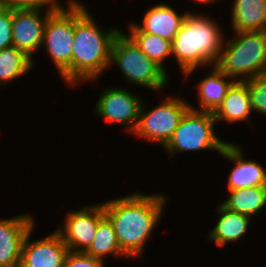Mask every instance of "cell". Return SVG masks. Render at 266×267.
<instances>
[{
    "label": "cell",
    "instance_id": "obj_1",
    "mask_svg": "<svg viewBox=\"0 0 266 267\" xmlns=\"http://www.w3.org/2000/svg\"><path fill=\"white\" fill-rule=\"evenodd\" d=\"M169 197L161 191L152 194L133 191L130 195H120L102 202L121 251L133 263L145 256L147 242L151 241L153 232L167 211Z\"/></svg>",
    "mask_w": 266,
    "mask_h": 267
},
{
    "label": "cell",
    "instance_id": "obj_2",
    "mask_svg": "<svg viewBox=\"0 0 266 267\" xmlns=\"http://www.w3.org/2000/svg\"><path fill=\"white\" fill-rule=\"evenodd\" d=\"M86 4L74 0L71 89L85 83H97L109 71L112 43L122 29L118 25L111 24L107 28L98 25Z\"/></svg>",
    "mask_w": 266,
    "mask_h": 267
},
{
    "label": "cell",
    "instance_id": "obj_3",
    "mask_svg": "<svg viewBox=\"0 0 266 267\" xmlns=\"http://www.w3.org/2000/svg\"><path fill=\"white\" fill-rule=\"evenodd\" d=\"M195 11L188 12L171 41L172 57L179 67L182 82L189 81L196 70L216 64L226 36L217 18Z\"/></svg>",
    "mask_w": 266,
    "mask_h": 267
},
{
    "label": "cell",
    "instance_id": "obj_4",
    "mask_svg": "<svg viewBox=\"0 0 266 267\" xmlns=\"http://www.w3.org/2000/svg\"><path fill=\"white\" fill-rule=\"evenodd\" d=\"M225 36L215 66L235 81L266 73V31L232 32Z\"/></svg>",
    "mask_w": 266,
    "mask_h": 267
},
{
    "label": "cell",
    "instance_id": "obj_5",
    "mask_svg": "<svg viewBox=\"0 0 266 267\" xmlns=\"http://www.w3.org/2000/svg\"><path fill=\"white\" fill-rule=\"evenodd\" d=\"M115 66L122 73V80L125 79L130 87L136 86L158 94L166 91L167 85L169 87L171 77L150 60L122 29L111 47L109 70Z\"/></svg>",
    "mask_w": 266,
    "mask_h": 267
},
{
    "label": "cell",
    "instance_id": "obj_6",
    "mask_svg": "<svg viewBox=\"0 0 266 267\" xmlns=\"http://www.w3.org/2000/svg\"><path fill=\"white\" fill-rule=\"evenodd\" d=\"M213 113L189 108L183 115L171 139L162 148L170 158L180 153L215 151L222 153L230 142L220 138ZM177 155V156H176Z\"/></svg>",
    "mask_w": 266,
    "mask_h": 267
},
{
    "label": "cell",
    "instance_id": "obj_7",
    "mask_svg": "<svg viewBox=\"0 0 266 267\" xmlns=\"http://www.w3.org/2000/svg\"><path fill=\"white\" fill-rule=\"evenodd\" d=\"M163 98L154 107L148 105L146 99L143 100L137 126L131 134L137 139H144L151 145L157 144L162 148L171 139L183 115L190 108L189 101L181 95L166 93Z\"/></svg>",
    "mask_w": 266,
    "mask_h": 267
},
{
    "label": "cell",
    "instance_id": "obj_8",
    "mask_svg": "<svg viewBox=\"0 0 266 267\" xmlns=\"http://www.w3.org/2000/svg\"><path fill=\"white\" fill-rule=\"evenodd\" d=\"M74 35V0L66 8L52 12L46 21L41 50H45L54 69L71 87V61ZM43 48V49H42Z\"/></svg>",
    "mask_w": 266,
    "mask_h": 267
},
{
    "label": "cell",
    "instance_id": "obj_9",
    "mask_svg": "<svg viewBox=\"0 0 266 267\" xmlns=\"http://www.w3.org/2000/svg\"><path fill=\"white\" fill-rule=\"evenodd\" d=\"M99 93L93 114L112 125H119L131 135L138 123L143 96L134 93L127 86H115L109 84Z\"/></svg>",
    "mask_w": 266,
    "mask_h": 267
},
{
    "label": "cell",
    "instance_id": "obj_10",
    "mask_svg": "<svg viewBox=\"0 0 266 267\" xmlns=\"http://www.w3.org/2000/svg\"><path fill=\"white\" fill-rule=\"evenodd\" d=\"M66 211L64 223L56 230L62 237L69 251L85 252L91 245L99 221L105 216L103 203L83 205L78 210Z\"/></svg>",
    "mask_w": 266,
    "mask_h": 267
},
{
    "label": "cell",
    "instance_id": "obj_11",
    "mask_svg": "<svg viewBox=\"0 0 266 267\" xmlns=\"http://www.w3.org/2000/svg\"><path fill=\"white\" fill-rule=\"evenodd\" d=\"M51 13L46 10H12V46L28 55L34 68V56L40 52L46 21Z\"/></svg>",
    "mask_w": 266,
    "mask_h": 267
},
{
    "label": "cell",
    "instance_id": "obj_12",
    "mask_svg": "<svg viewBox=\"0 0 266 267\" xmlns=\"http://www.w3.org/2000/svg\"><path fill=\"white\" fill-rule=\"evenodd\" d=\"M35 228L24 240L19 267H63L69 249L61 235L53 230L41 239H34Z\"/></svg>",
    "mask_w": 266,
    "mask_h": 267
},
{
    "label": "cell",
    "instance_id": "obj_13",
    "mask_svg": "<svg viewBox=\"0 0 266 267\" xmlns=\"http://www.w3.org/2000/svg\"><path fill=\"white\" fill-rule=\"evenodd\" d=\"M241 144L229 142L222 153L223 160L231 162L233 165L227 175V190L243 189L248 187L266 186V167L255 159L246 157V153Z\"/></svg>",
    "mask_w": 266,
    "mask_h": 267
},
{
    "label": "cell",
    "instance_id": "obj_14",
    "mask_svg": "<svg viewBox=\"0 0 266 267\" xmlns=\"http://www.w3.org/2000/svg\"><path fill=\"white\" fill-rule=\"evenodd\" d=\"M31 213H19L0 219V267H19L22 246L36 218Z\"/></svg>",
    "mask_w": 266,
    "mask_h": 267
},
{
    "label": "cell",
    "instance_id": "obj_15",
    "mask_svg": "<svg viewBox=\"0 0 266 267\" xmlns=\"http://www.w3.org/2000/svg\"><path fill=\"white\" fill-rule=\"evenodd\" d=\"M214 211L217 212H214L216 221H212L215 225L208 231L206 239L216 247L223 248L229 243L232 245L241 242L250 232L252 223L256 222L249 216L228 210L219 201Z\"/></svg>",
    "mask_w": 266,
    "mask_h": 267
},
{
    "label": "cell",
    "instance_id": "obj_16",
    "mask_svg": "<svg viewBox=\"0 0 266 267\" xmlns=\"http://www.w3.org/2000/svg\"><path fill=\"white\" fill-rule=\"evenodd\" d=\"M144 12L141 23L135 20L133 23L142 31L158 35L166 40H173L183 24L189 10L179 12L171 4L158 3Z\"/></svg>",
    "mask_w": 266,
    "mask_h": 267
},
{
    "label": "cell",
    "instance_id": "obj_17",
    "mask_svg": "<svg viewBox=\"0 0 266 267\" xmlns=\"http://www.w3.org/2000/svg\"><path fill=\"white\" fill-rule=\"evenodd\" d=\"M207 69L209 72L203 75L198 82L196 81L194 86L198 89L196 93L197 103L193 105L189 101V106L197 111L214 113L236 81L222 73L215 65Z\"/></svg>",
    "mask_w": 266,
    "mask_h": 267
},
{
    "label": "cell",
    "instance_id": "obj_18",
    "mask_svg": "<svg viewBox=\"0 0 266 267\" xmlns=\"http://www.w3.org/2000/svg\"><path fill=\"white\" fill-rule=\"evenodd\" d=\"M253 114L248 85L245 81H236L228 90L220 106L213 113L216 123L221 122L222 124L223 122V124L227 123L229 126V124H237L236 122H244L248 123L247 126L250 129L254 126L251 119Z\"/></svg>",
    "mask_w": 266,
    "mask_h": 267
},
{
    "label": "cell",
    "instance_id": "obj_19",
    "mask_svg": "<svg viewBox=\"0 0 266 267\" xmlns=\"http://www.w3.org/2000/svg\"><path fill=\"white\" fill-rule=\"evenodd\" d=\"M231 2V8H229L231 32L266 31V0H232Z\"/></svg>",
    "mask_w": 266,
    "mask_h": 267
},
{
    "label": "cell",
    "instance_id": "obj_20",
    "mask_svg": "<svg viewBox=\"0 0 266 267\" xmlns=\"http://www.w3.org/2000/svg\"><path fill=\"white\" fill-rule=\"evenodd\" d=\"M127 24L128 29L126 31L128 33L124 29L123 31L137 44L140 50L150 60L154 61L168 75H170L166 62H168L167 60L171 58V62H173L171 41L158 35L142 32L131 20Z\"/></svg>",
    "mask_w": 266,
    "mask_h": 267
},
{
    "label": "cell",
    "instance_id": "obj_21",
    "mask_svg": "<svg viewBox=\"0 0 266 267\" xmlns=\"http://www.w3.org/2000/svg\"><path fill=\"white\" fill-rule=\"evenodd\" d=\"M220 203L228 210L255 219L266 210V186L248 187L228 191Z\"/></svg>",
    "mask_w": 266,
    "mask_h": 267
},
{
    "label": "cell",
    "instance_id": "obj_22",
    "mask_svg": "<svg viewBox=\"0 0 266 267\" xmlns=\"http://www.w3.org/2000/svg\"><path fill=\"white\" fill-rule=\"evenodd\" d=\"M85 253L105 262L108 256L119 261L130 260L121 251L113 224L106 215L99 221L95 237Z\"/></svg>",
    "mask_w": 266,
    "mask_h": 267
},
{
    "label": "cell",
    "instance_id": "obj_23",
    "mask_svg": "<svg viewBox=\"0 0 266 267\" xmlns=\"http://www.w3.org/2000/svg\"><path fill=\"white\" fill-rule=\"evenodd\" d=\"M32 70L33 60L23 51L14 46L0 50V88L4 89L12 82L15 84L16 80L26 77Z\"/></svg>",
    "mask_w": 266,
    "mask_h": 267
},
{
    "label": "cell",
    "instance_id": "obj_24",
    "mask_svg": "<svg viewBox=\"0 0 266 267\" xmlns=\"http://www.w3.org/2000/svg\"><path fill=\"white\" fill-rule=\"evenodd\" d=\"M253 113L266 117V73L245 81Z\"/></svg>",
    "mask_w": 266,
    "mask_h": 267
},
{
    "label": "cell",
    "instance_id": "obj_25",
    "mask_svg": "<svg viewBox=\"0 0 266 267\" xmlns=\"http://www.w3.org/2000/svg\"><path fill=\"white\" fill-rule=\"evenodd\" d=\"M72 1L73 0H66L65 3L67 4H65L61 0H7L6 6L12 10L25 9L56 12L66 8V5H69Z\"/></svg>",
    "mask_w": 266,
    "mask_h": 267
},
{
    "label": "cell",
    "instance_id": "obj_26",
    "mask_svg": "<svg viewBox=\"0 0 266 267\" xmlns=\"http://www.w3.org/2000/svg\"><path fill=\"white\" fill-rule=\"evenodd\" d=\"M106 262L85 252L69 251L63 267H107Z\"/></svg>",
    "mask_w": 266,
    "mask_h": 267
},
{
    "label": "cell",
    "instance_id": "obj_27",
    "mask_svg": "<svg viewBox=\"0 0 266 267\" xmlns=\"http://www.w3.org/2000/svg\"><path fill=\"white\" fill-rule=\"evenodd\" d=\"M12 46V9L0 7V50Z\"/></svg>",
    "mask_w": 266,
    "mask_h": 267
},
{
    "label": "cell",
    "instance_id": "obj_28",
    "mask_svg": "<svg viewBox=\"0 0 266 267\" xmlns=\"http://www.w3.org/2000/svg\"><path fill=\"white\" fill-rule=\"evenodd\" d=\"M189 1H191V2H193V3H195V4H200V6L201 5H205V7L208 5V6H210V5H212L213 3H217V2H219L218 0H189Z\"/></svg>",
    "mask_w": 266,
    "mask_h": 267
},
{
    "label": "cell",
    "instance_id": "obj_29",
    "mask_svg": "<svg viewBox=\"0 0 266 267\" xmlns=\"http://www.w3.org/2000/svg\"><path fill=\"white\" fill-rule=\"evenodd\" d=\"M7 0H0V7L6 6Z\"/></svg>",
    "mask_w": 266,
    "mask_h": 267
}]
</instances>
